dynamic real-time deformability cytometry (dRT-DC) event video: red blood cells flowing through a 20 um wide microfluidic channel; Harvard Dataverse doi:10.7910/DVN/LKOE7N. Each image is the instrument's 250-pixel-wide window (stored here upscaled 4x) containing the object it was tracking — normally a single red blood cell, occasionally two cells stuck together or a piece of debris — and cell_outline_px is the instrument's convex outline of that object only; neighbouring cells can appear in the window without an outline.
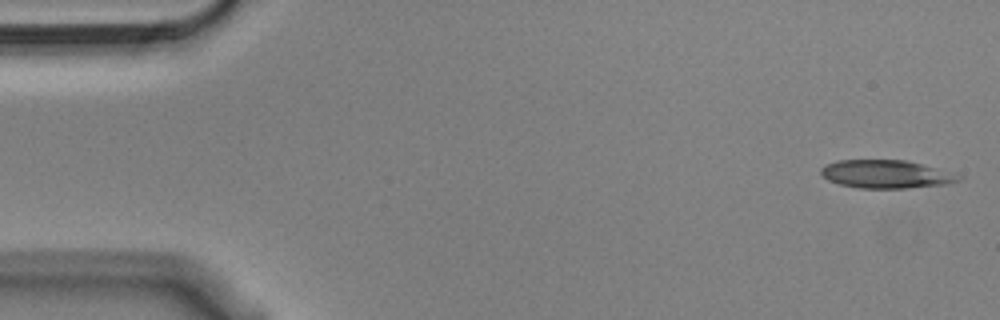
{"species": "Egyptian fruit bat (a non-hibernating species)", "species_latin": "Rousettus aegyptiacus", "temperature_condition": "cold", "stored_images_in_passage": 54, "camera_frame_rate_fps": 3000, "um_per_image_px": 0.085, "animal": {"sex": "male"}, "frame": {"image": 1, "passage_image": 1, "time_ms": 0.0, "image_size_px": [1000, 320], "cell_outline_px": [[964, 176], [960, 180], [944, 184], [908, 188], [860, 188], [840, 184], [828, 180], [820, 172], [820, 168], [836, 160], [904, 160], [920, 164]], "centroid_in_image_um": [75.29, 14.8], "position_along_channel_um": 9.7, "area_um2": 22.25}}
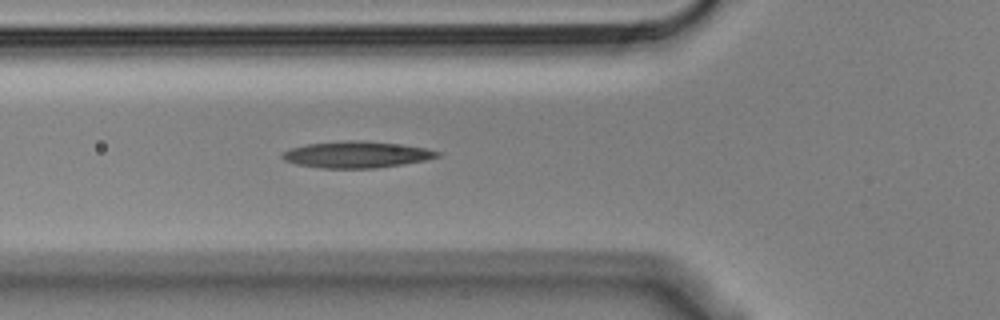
{"frame": {"image": 2, "passage_image": 18, "time_ms": 5.667, "image_size_px": [1000, 320], "cell_outline_px": [[440, 156], [424, 160], [404, 164], [376, 168], [324, 168], [296, 164], [284, 160], [280, 156], [284, 152], [292, 148], [308, 144], [348, 140], [364, 140], [400, 144], [424, 148], [440, 152]], "centroid_in_image_um": [30.31, 13.14], "position_along_channel_um": 95.5, "area_um2": 23.76}}
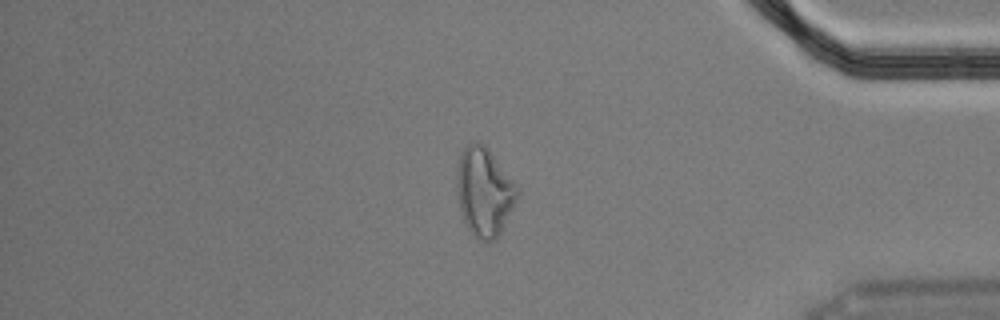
{"frame": {"image": 3, "passage_image": 45, "time_ms": 14.667, "image_size_px": [1000, 320], "cell_outline_px": [[520, 192], [496, 240], [480, 240], [468, 228], [464, 220], [460, 208], [456, 184], [456, 172], [460, 152], [468, 144], [476, 140], [484, 144], [488, 148], [520, 188]], "centroid_in_image_um": [41.16, 16.25], "position_along_channel_um": 394.0, "area_um2": 31.1}, "authors_computed_cell_mechanics": {"area_um2": 23.2934, "velocity_mm_per_s": 3.6258, "shape_relaxation_time_tau1_ms": null, "shape_relaxation_time_tau2_ms": 6.7972, "deformation_change_tau1": null, "deformation_change_tau2": 0.2062}}